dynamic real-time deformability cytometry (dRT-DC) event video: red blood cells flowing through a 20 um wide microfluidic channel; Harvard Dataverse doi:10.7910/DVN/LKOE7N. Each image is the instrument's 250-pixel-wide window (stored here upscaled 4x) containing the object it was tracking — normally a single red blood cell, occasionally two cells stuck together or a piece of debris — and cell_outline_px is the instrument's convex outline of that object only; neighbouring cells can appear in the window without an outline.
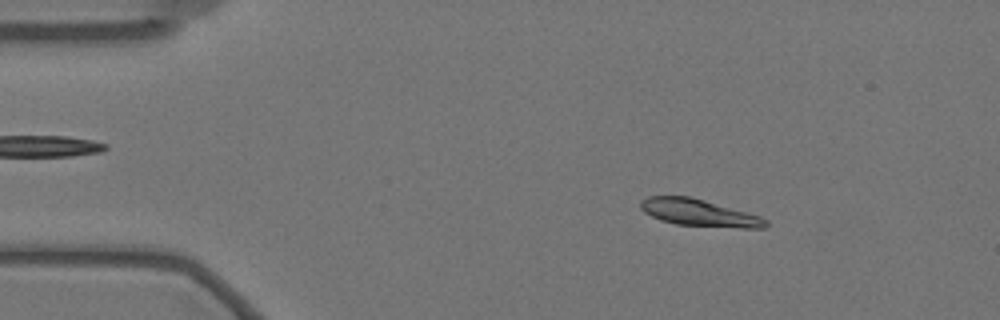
{"species": "Egyptian fruit bat (a non-hibernating species)", "species_latin": "Rousettus aegyptiacus", "temperature_condition": "warm", "stored_images_in_passage": 57, "camera_frame_rate_fps": 3000, "um_per_image_px": 0.085, "animal": {"sex": "female"}, "frame": {"image": 1, "passage_image": 8, "time_ms": 2.333, "image_size_px": [1000, 320], "cell_outline_px": [[768, 224], [764, 228], [740, 228], [676, 224], [660, 220], [644, 212], [640, 208], [640, 200], [648, 196], [688, 196], [704, 200], [760, 216], [768, 220]], "centroid_in_image_um": [59.4, 18.09], "position_along_channel_um": 25.6, "area_um2": 19.54}}
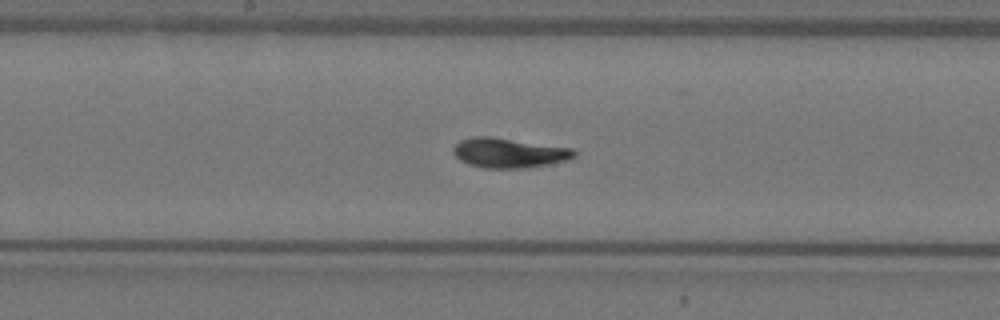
{"frame": {"image": 2, "passage_image": 29, "time_ms": 9.333, "image_size_px": [1000, 320], "cell_outline_px": [[576, 156], [568, 160], [548, 164], [524, 168], [484, 168], [468, 164], [460, 160], [452, 152], [452, 148], [460, 140], [472, 136], [492, 136], [572, 148], [576, 152]], "centroid_in_image_um": [43.24, 12.98], "position_along_channel_um": 205.0, "area_um2": 21.1}}
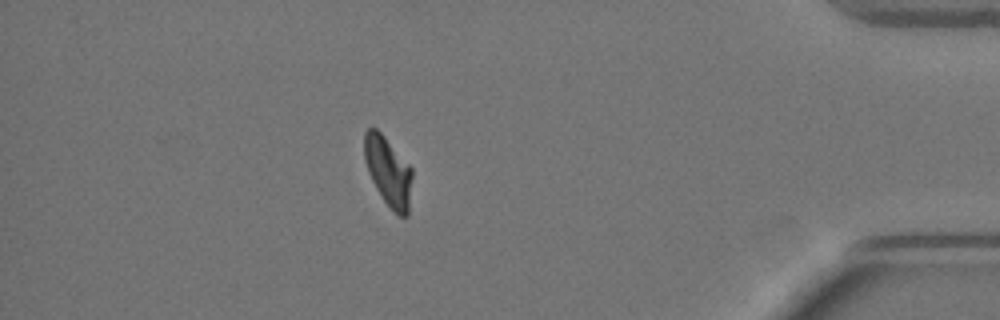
{"frame": {"image": 3, "passage_image": 50, "time_ms": 16.333, "image_size_px": [1000, 320], "cell_outline_px": [[412, 176], [408, 216], [396, 216], [384, 200], [376, 188], [368, 172], [364, 160], [364, 132], [368, 128], [376, 128], [384, 136], [412, 168]], "centroid_in_image_um": [32.99, 14.58], "position_along_channel_um": 402.2, "area_um2": 19.31}, "authors_computed_cell_mechanics": {"area_um2": 19.9988, "velocity_mm_per_s": 3.4709, "shape_relaxation_time_tau1_ms": 4.2835, "shape_relaxation_time_tau2_ms": 1.3389, "deformation_change_tau1": 0.1756, "deformation_change_tau2": 0.0526}}